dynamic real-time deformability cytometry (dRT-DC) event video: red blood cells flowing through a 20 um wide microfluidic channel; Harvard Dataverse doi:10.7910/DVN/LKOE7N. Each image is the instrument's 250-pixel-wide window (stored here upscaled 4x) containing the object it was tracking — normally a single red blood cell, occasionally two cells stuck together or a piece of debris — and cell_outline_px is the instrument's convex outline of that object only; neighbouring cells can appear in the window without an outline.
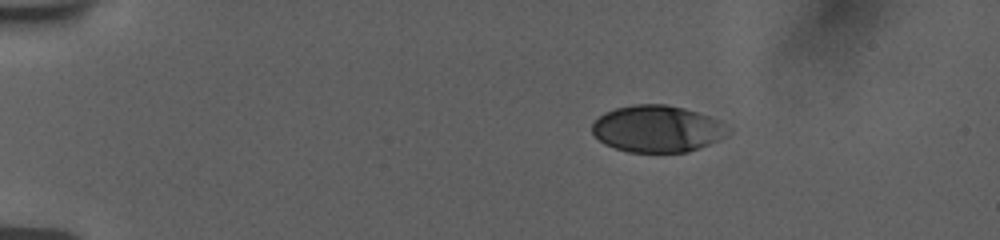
{"species": "human", "species_latin": "Homo sapiens", "temperature_condition": "room temperature", "stored_images_in_passage": 32, "camera_frame_rate_fps": 3000, "um_per_image_px": 0.085, "donor": {"sex": "female"}, "frame": {"image": 1, "passage_image": 1, "time_ms": 0.0, "image_size_px": [1000, 240], "cell_outline_px": [[708, 116], [704, 144], [696, 148], [684, 152], [632, 152], [616, 148], [600, 140], [592, 132], [592, 124], [604, 112], [616, 108], [636, 104], [668, 104], [684, 108]], "centroid_in_image_um": [55.39, 10.91], "position_along_channel_um": 29.6, "area_um2": 33.35}}
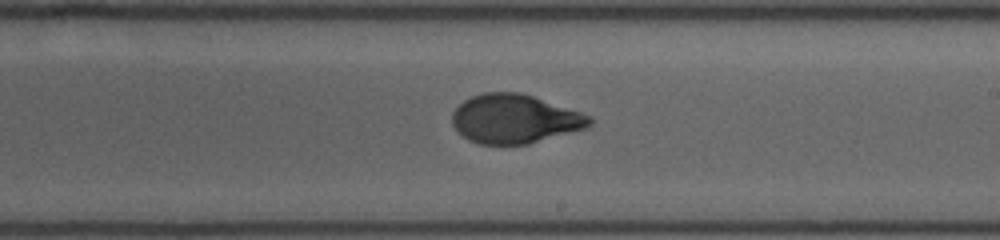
{"frame": {"image": 2, "passage_image": 17, "time_ms": 8.0, "image_size_px": [1000, 240], "cell_outline_px": [[592, 124], [584, 128], [528, 144], [476, 144], [468, 140], [452, 124], [452, 116], [456, 108], [464, 100], [472, 96], [484, 92], [520, 92], [580, 112], [588, 116], [592, 120]], "centroid_in_image_um": [43.71, 10.1], "position_along_channel_um": 245.3, "area_um2": 38.67}}
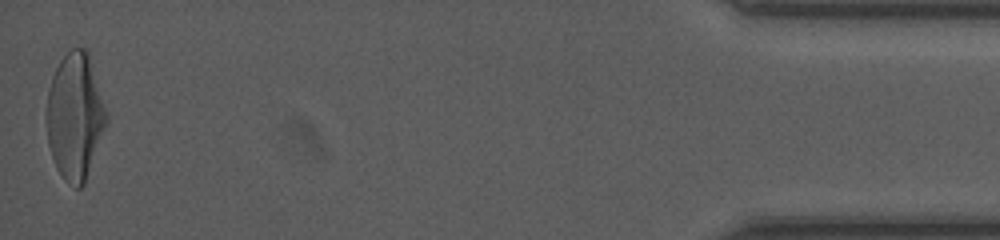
{"frame": {"image": 3, "passage_image": 32, "time_ms": 15.0, "image_size_px": [1000, 240], "cell_outline_px": [[104, 124], [84, 184], [80, 188], [76, 188], [68, 184], [64, 180], [56, 168], [48, 144], [48, 92], [52, 76], [60, 60], [72, 48], [84, 48], [88, 52], [104, 112]], "centroid_in_image_um": [6.31, 9.91], "position_along_channel_um": 428.9, "area_um2": 42.02}, "authors_computed_cell_mechanics": {"area_um2": 39.2462, "velocity_mm_per_s": 3.7662, "shape_relaxation_time_tau1_ms": 6.3695, "shape_relaxation_time_tau2_ms": 0.7261, "deformation_change_tau1": 0.2323, "deformation_change_tau2": 0.0571}}